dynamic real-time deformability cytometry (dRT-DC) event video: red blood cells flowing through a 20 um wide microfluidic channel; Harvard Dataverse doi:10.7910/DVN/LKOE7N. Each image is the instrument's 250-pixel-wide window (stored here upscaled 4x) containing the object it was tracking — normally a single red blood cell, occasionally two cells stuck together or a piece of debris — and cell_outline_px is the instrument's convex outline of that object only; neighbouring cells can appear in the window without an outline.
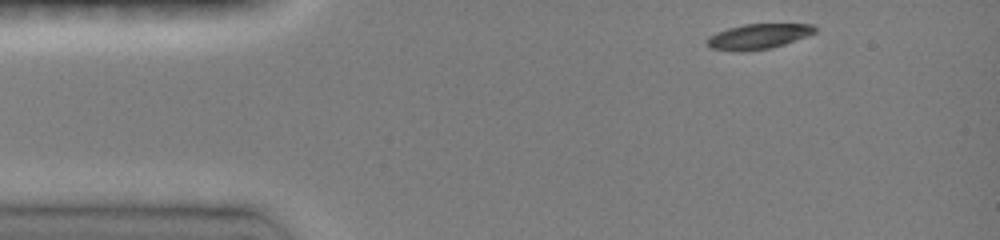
{"species": "common noctule bat (a hibernating species)", "species_latin": "Nyctalus noctula", "temperature_condition": "room temperature", "stored_images_in_passage": 38, "camera_frame_rate_fps": 3000, "um_per_image_px": 0.085, "animal": {"sex": "female", "body_mass_g": 19.0, "forearm_length_mm": 51.5}, "frame": {"image": 1, "passage_image": 1, "time_ms": 0.0, "image_size_px": [1000, 240], "cell_outline_px": [[816, 32], [808, 36], [784, 44], [768, 48], [748, 52], [740, 52], [708, 48], [704, 40], [708, 36], [716, 32], [728, 28], [744, 24], [812, 24], [816, 28]], "centroid_in_image_um": [64.39, 3.11], "position_along_channel_um": 20.6, "area_um2": 16.07}}
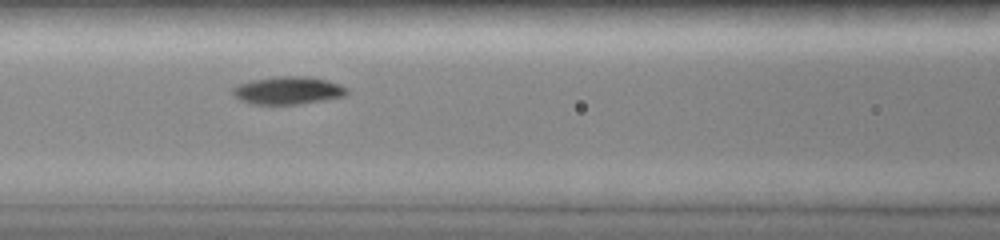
{"frame": {"image": 2, "passage_image": 15, "time_ms": 4.667, "image_size_px": [1000, 240], "cell_outline_px": [[348, 92], [344, 96], [324, 100], [300, 104], [252, 104], [240, 100], [232, 96], [232, 88], [240, 84], [252, 80], [276, 76], [308, 76], [328, 80], [340, 84], [348, 88]], "centroid_in_image_um": [24.48, 7.68], "position_along_channel_um": 142.1, "area_um2": 18.61}}
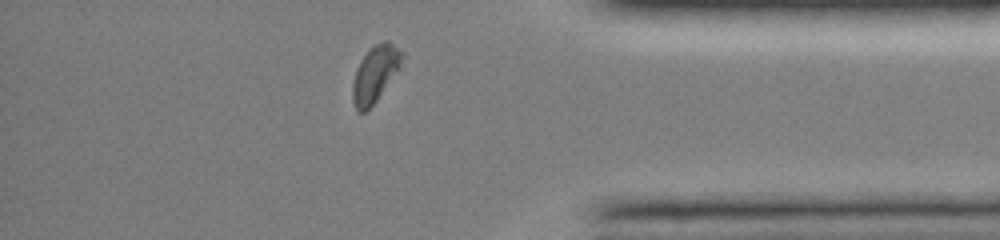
{"frame": {"image": 3, "passage_image": 35, "time_ms": 11.333, "image_size_px": [1000, 240], "cell_outline_px": [[404, 56], [400, 64], [376, 100], [364, 112], [360, 112], [356, 108], [352, 100], [352, 84], [360, 60], [368, 48], [384, 40], [388, 40], [404, 52]], "centroid_in_image_um": [31.86, 6.22], "position_along_channel_um": 403.3, "area_um2": 15.72}, "authors_computed_cell_mechanics": {"area_um2": 17.1377, "velocity_mm_per_s": 4.0667, "shape_relaxation_time_tau1_ms": 2.1129, "shape_relaxation_time_tau2_ms": null, "deformation_change_tau1": 0.1587, "deformation_change_tau2": null}}